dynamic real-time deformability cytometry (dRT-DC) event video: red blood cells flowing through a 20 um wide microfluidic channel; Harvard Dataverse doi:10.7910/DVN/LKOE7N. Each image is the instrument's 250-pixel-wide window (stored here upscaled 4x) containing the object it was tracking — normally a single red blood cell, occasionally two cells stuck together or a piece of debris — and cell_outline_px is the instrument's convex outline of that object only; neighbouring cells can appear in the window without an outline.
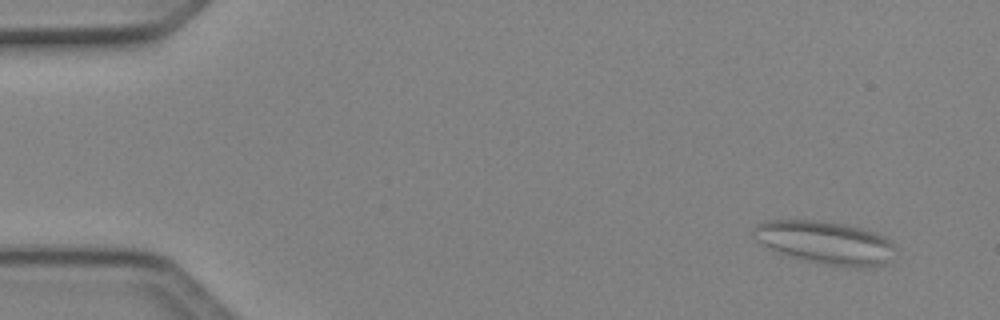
{"species": "Egyptian fruit bat (a non-hibernating species)", "species_latin": "Rousettus aegyptiacus", "temperature_condition": "cold", "stored_images_in_passage": 4, "camera_frame_rate_fps": 3000, "um_per_image_px": 0.085, "animal": {"sex": "female"}, "frame": {"image": 1, "passage_image": 1, "time_ms": 0.0, "image_size_px": [1000, 320], "cell_outline_px": [[896, 248], [892, 260], [888, 264], [872, 268], [856, 268], [824, 264], [788, 256], [776, 252], [756, 240], [752, 236], [752, 232], [756, 224], [764, 220], [820, 220], [844, 224], [860, 228], [884, 236], [896, 244]], "centroid_in_image_um": [70.2, 20.63], "position_along_channel_um": 14.8, "area_um2": 36.13}}